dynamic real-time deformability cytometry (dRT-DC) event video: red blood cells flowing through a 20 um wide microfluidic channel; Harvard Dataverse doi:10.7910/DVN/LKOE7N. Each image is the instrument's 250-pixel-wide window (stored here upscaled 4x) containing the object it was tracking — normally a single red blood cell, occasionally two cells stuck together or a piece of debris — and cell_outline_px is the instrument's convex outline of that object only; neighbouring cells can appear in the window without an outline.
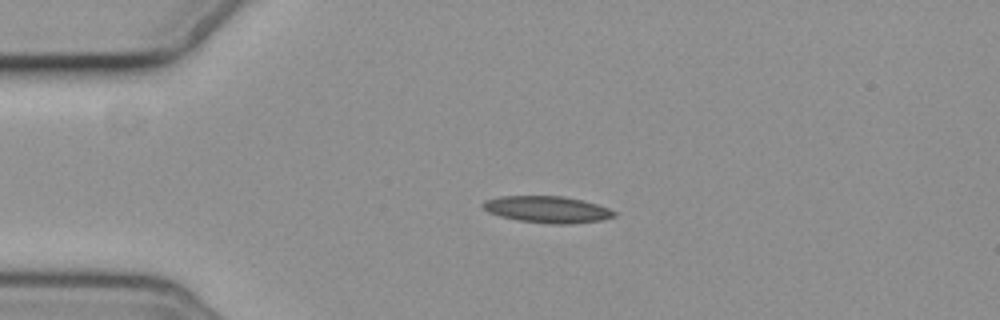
{"species": "common noctule bat (a hibernating species)", "species_latin": "Nyctalus noctula", "temperature_condition": "cold", "stored_images_in_passage": 3, "camera_frame_rate_fps": 3000, "um_per_image_px": 0.085, "animal": {"sex": "female", "body_mass_g": 19.3, "forearm_length_mm": 54.1}, "frame": {"image": 1, "passage_image": 2, "time_ms": 1.333, "image_size_px": [1000, 320], "cell_outline_px": [[616, 216], [600, 220], [572, 224], [548, 224], [516, 220], [500, 216], [488, 212], [480, 204], [484, 200], [500, 196], [564, 196], [596, 204], [608, 208], [616, 212]], "centroid_in_image_um": [46.48, 17.81], "position_along_channel_um": 38.5, "area_um2": 20.46}}